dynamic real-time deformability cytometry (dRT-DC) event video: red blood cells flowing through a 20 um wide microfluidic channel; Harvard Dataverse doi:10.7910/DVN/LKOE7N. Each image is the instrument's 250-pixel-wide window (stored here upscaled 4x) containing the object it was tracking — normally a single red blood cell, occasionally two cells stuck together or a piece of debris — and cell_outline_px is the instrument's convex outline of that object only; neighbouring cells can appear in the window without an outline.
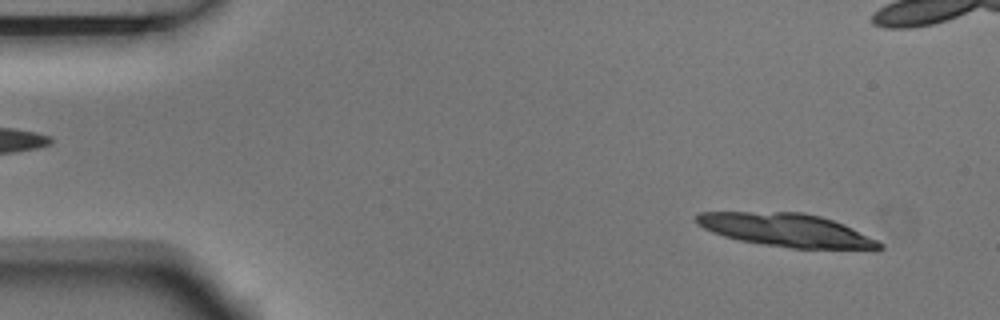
{"species": "Egyptian fruit bat (a non-hibernating species)", "species_latin": "Rousettus aegyptiacus", "temperature_condition": "room temperature", "stored_images_in_passage": 6, "camera_frame_rate_fps": 3000, "um_per_image_px": 0.085, "animal": {"sex": "male"}, "frame": {"image": 1, "passage_image": 2, "time_ms": 0.333, "image_size_px": [1000, 320], "cell_outline_px": [[884, 248], [876, 252], [872, 252], [792, 248], [764, 244], [740, 240], [724, 236], [712, 232], [696, 224], [696, 212], [804, 212], [820, 216], [844, 224], [884, 244]], "centroid_in_image_um": [66.99, 19.6], "position_along_channel_um": 18.0, "area_um2": 36.18}}